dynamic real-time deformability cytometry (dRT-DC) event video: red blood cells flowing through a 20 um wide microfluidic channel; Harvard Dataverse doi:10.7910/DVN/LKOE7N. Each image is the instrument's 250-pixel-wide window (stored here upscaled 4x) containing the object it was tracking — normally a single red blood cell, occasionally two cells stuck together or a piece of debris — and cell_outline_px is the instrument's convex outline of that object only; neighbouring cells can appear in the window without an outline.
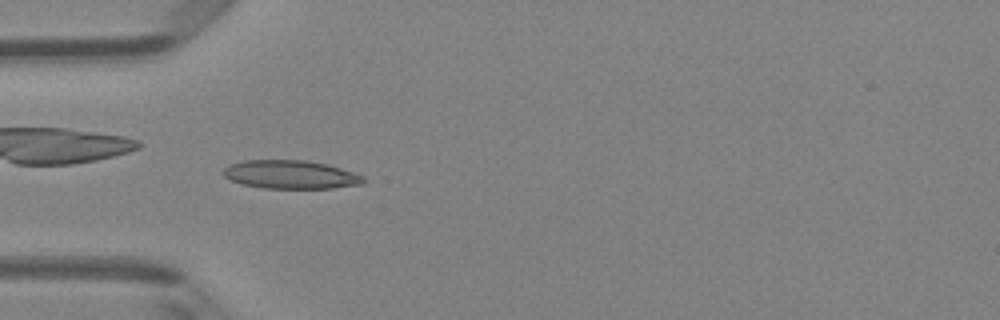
{"species": "Egyptian fruit bat (a non-hibernating species)", "species_latin": "Rousettus aegyptiacus", "temperature_condition": "room temperature", "stored_images_in_passage": 46, "camera_frame_rate_fps": 3000, "um_per_image_px": 0.085, "animal": {"sex": "female"}, "frame": {"image": 1, "passage_image": 12, "time_ms": 3.667, "image_size_px": [1000, 320], "cell_outline_px": [[364, 184], [332, 188], [264, 188], [244, 184], [232, 180], [224, 176], [224, 168], [232, 164], [244, 160], [308, 160], [328, 164], [364, 176]], "centroid_in_image_um": [24.74, 14.83], "position_along_channel_um": 60.3, "area_um2": 23.06}}
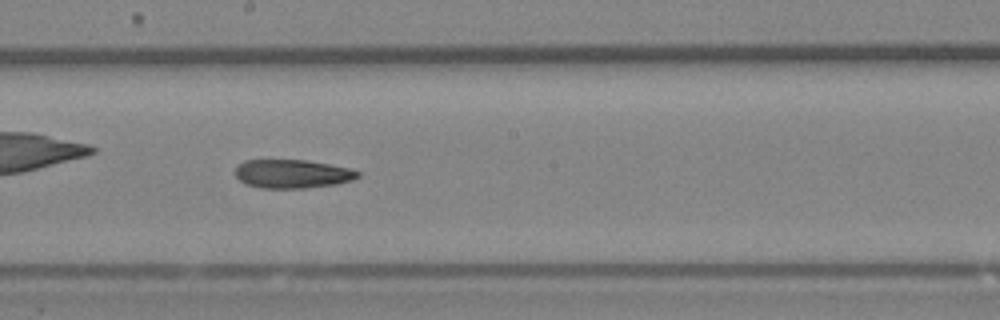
{"frame": {"image": 2, "passage_image": 24, "time_ms": 7.667, "image_size_px": [1000, 320], "cell_outline_px": [[360, 176], [352, 180], [336, 184], [304, 188], [260, 188], [244, 184], [236, 176], [236, 168], [244, 160], [304, 160], [352, 168], [360, 172]], "centroid_in_image_um": [24.86, 14.78], "position_along_channel_um": 223.3, "area_um2": 20.46}}
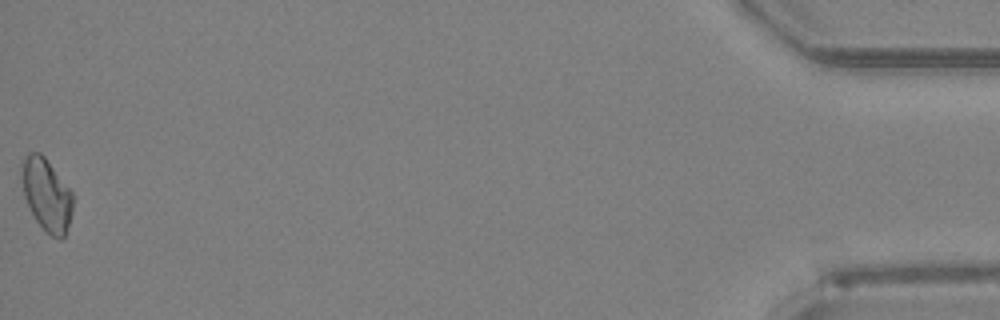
{"frame": {"image": 3, "passage_image": 46, "time_ms": 15.0, "image_size_px": [1000, 320], "cell_outline_px": [[76, 196], [72, 212], [64, 236], [60, 240], [52, 236], [36, 220], [24, 196], [24, 160], [28, 152], [40, 152], [44, 156]], "centroid_in_image_um": [4.04, 16.56], "position_along_channel_um": 431.2, "area_um2": 21.04}}